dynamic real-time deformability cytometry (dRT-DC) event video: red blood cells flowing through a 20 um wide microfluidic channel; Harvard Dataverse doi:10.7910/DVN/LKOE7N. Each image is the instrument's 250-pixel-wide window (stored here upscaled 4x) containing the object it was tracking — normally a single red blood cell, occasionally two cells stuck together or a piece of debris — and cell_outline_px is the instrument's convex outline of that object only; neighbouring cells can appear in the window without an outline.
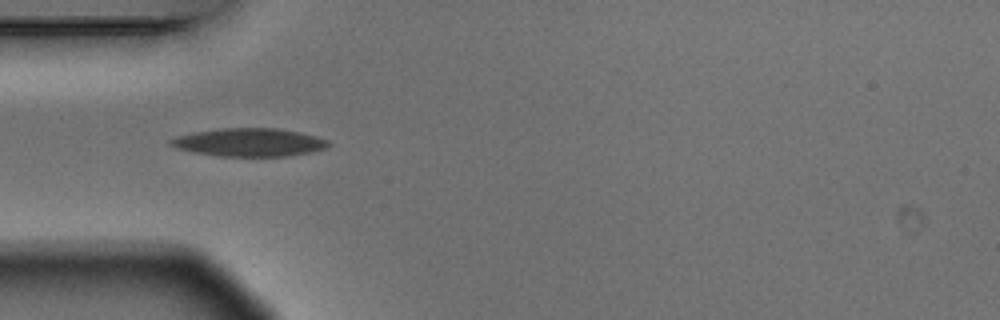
{"species": "Egyptian fruit bat (a non-hibernating species)", "species_latin": "Rousettus aegyptiacus", "temperature_condition": "warm", "stored_images_in_passage": 4, "camera_frame_rate_fps": 3000, "um_per_image_px": 0.085, "animal": {"sex": "male"}, "frame": {"image": 1, "passage_image": 2, "time_ms": 0.333, "image_size_px": [1000, 320], "cell_outline_px": [[332, 144], [324, 148], [308, 152], [288, 156], [220, 156], [192, 152], [176, 148], [168, 144], [168, 140], [176, 136], [192, 132], [220, 128], [276, 128], [300, 132], [316, 136], [328, 140]], "centroid_in_image_um": [21.14, 12.09], "position_along_channel_um": 63.9, "area_um2": 25.95}}
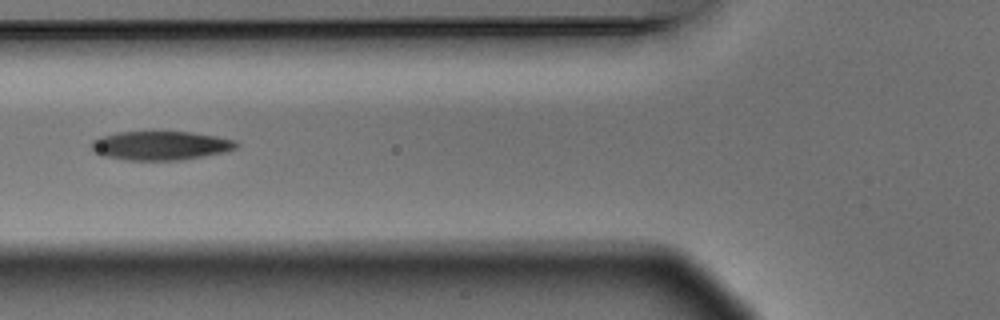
{"frame": {"image": 2, "passage_image": 3, "time_ms": 0.667, "image_size_px": [1000, 320], "cell_outline_px": [[240, 144], [236, 148], [224, 152], [180, 160], [128, 160], [104, 156], [96, 152], [92, 148], [92, 140], [100, 136], [120, 132], [192, 132], [216, 136], [236, 140]], "centroid_in_image_um": [13.67, 12.37], "position_along_channel_um": 112.1, "area_um2": 24.28}}
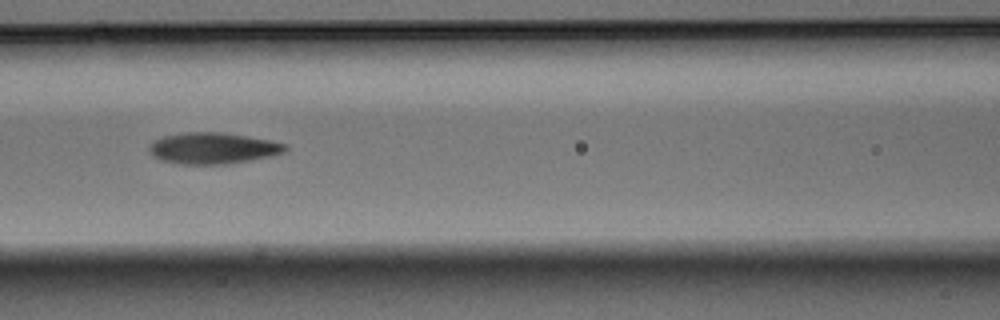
{"frame": {"image": 3, "passage_image": 4, "time_ms": 1.0, "image_size_px": [1000, 320], "cell_outline_px": [[288, 148], [284, 152], [272, 156], [224, 164], [180, 164], [160, 160], [152, 156], [148, 152], [148, 144], [152, 140], [164, 136], [184, 132], [224, 132], [268, 140], [288, 144]], "centroid_in_image_um": [18.04, 12.59], "position_along_channel_um": 148.6, "area_um2": 24.97}}